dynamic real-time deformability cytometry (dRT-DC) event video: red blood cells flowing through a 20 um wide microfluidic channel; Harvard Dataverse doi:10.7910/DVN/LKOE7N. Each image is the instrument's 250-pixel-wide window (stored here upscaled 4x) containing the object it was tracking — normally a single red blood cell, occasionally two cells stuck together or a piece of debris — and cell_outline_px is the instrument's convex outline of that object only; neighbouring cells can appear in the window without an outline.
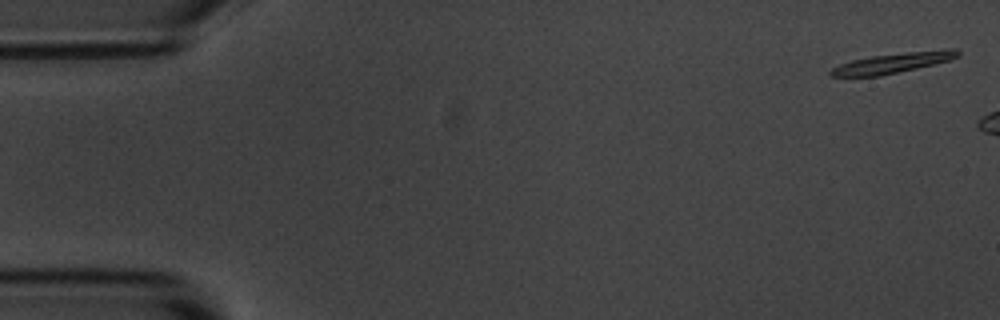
{"species": "common noctule bat (a hibernating species)", "species_latin": "Nyctalus noctula", "temperature_condition": "room temperature", "stored_images_in_passage": 5, "camera_frame_rate_fps": 3000, "um_per_image_px": 0.085, "animal": {"sex": "male", "body_mass_g": 20.1, "forearm_length_mm": 53.5}, "frame": {"image": 1, "passage_image": 1, "time_ms": 0.0, "image_size_px": [1000, 320], "cell_outline_px": [[960, 56], [948, 60], [916, 68], [880, 76], [832, 76], [828, 72], [832, 68], [840, 64], [852, 60], [872, 56], [908, 52], [948, 48], [956, 48], [960, 52]], "centroid_in_image_um": [75.91, 5.34], "position_along_channel_um": 9.1, "area_um2": 14.74}}
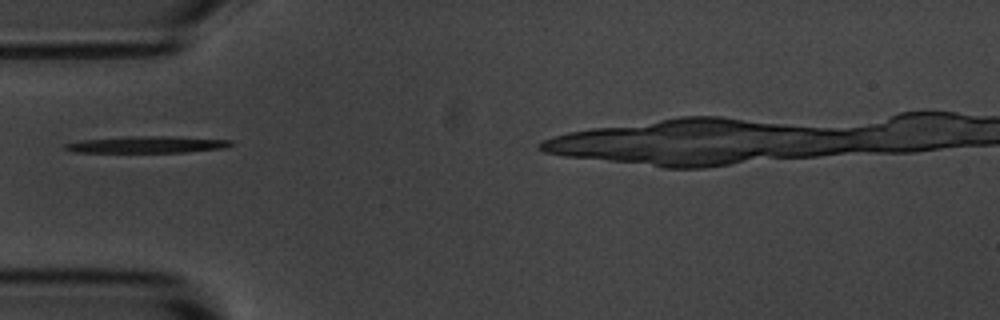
{"frame": {"image": 2, "passage_image": 5, "time_ms": 5.333, "image_size_px": [1000, 320], "cell_outline_px": [[236, 144], [228, 148], [188, 152], [76, 152], [64, 148], [64, 144], [84, 140], [132, 136], [172, 136], [232, 140]], "centroid_in_image_um": [12.65, 12.29], "position_along_channel_um": 72.3, "area_um2": 16.18}}